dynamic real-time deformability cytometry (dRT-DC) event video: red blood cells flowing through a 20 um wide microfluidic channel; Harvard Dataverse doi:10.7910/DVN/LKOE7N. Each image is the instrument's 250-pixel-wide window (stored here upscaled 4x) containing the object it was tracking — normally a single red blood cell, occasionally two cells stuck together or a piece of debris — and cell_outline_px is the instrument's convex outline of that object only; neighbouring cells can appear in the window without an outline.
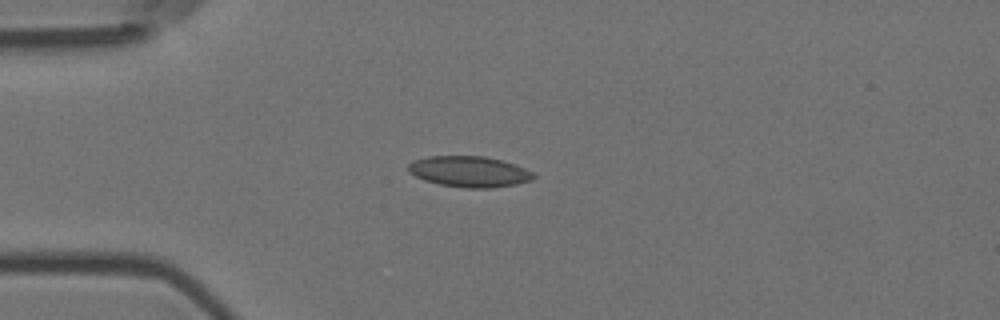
{"species": "Egyptian fruit bat (a non-hibernating species)", "species_latin": "Rousettus aegyptiacus", "temperature_condition": "room temperature", "stored_images_in_passage": 8, "camera_frame_rate_fps": 3000, "um_per_image_px": 0.085, "animal": {"sex": "female"}, "frame": {"image": 1, "passage_image": 3, "time_ms": 0.667, "image_size_px": [1000, 320], "cell_outline_px": [[536, 176], [532, 180], [516, 184], [492, 188], [464, 188], [440, 184], [424, 180], [408, 172], [408, 164], [416, 160], [428, 156], [484, 156], [500, 160], [524, 168], [532, 172]], "centroid_in_image_um": [39.88, 14.59], "position_along_channel_um": 45.1, "area_um2": 22.37}}
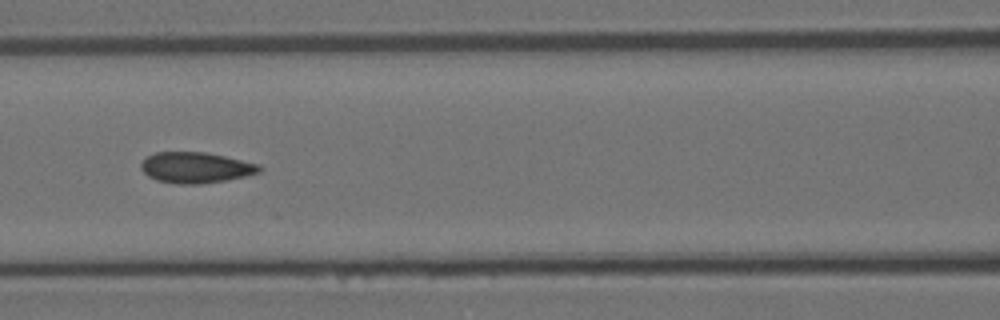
{"frame": {"image": 2, "passage_image": 6, "time_ms": 1.667, "image_size_px": [1000, 320], "cell_outline_px": [[264, 168], [260, 172], [228, 180], [200, 184], [176, 184], [156, 180], [148, 176], [140, 168], [140, 164], [148, 156], [156, 152], [204, 152], [224, 156], [260, 164]], "centroid_in_image_um": [16.65, 14.25], "position_along_channel_um": 149.9, "area_um2": 21.33}}
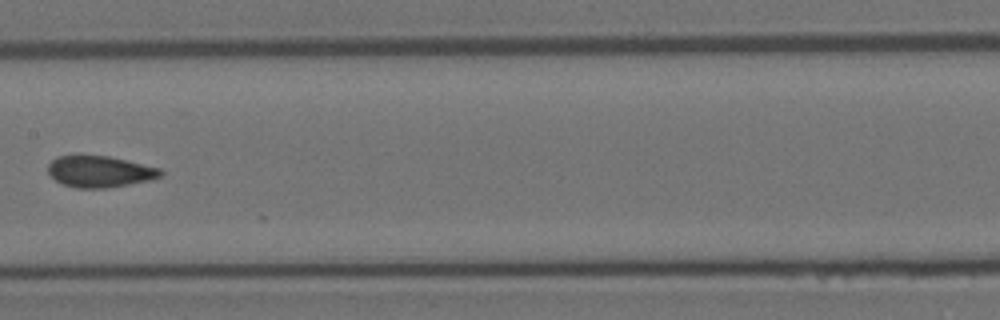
{"frame": {"image": 3, "passage_image": 7, "time_ms": 2.0, "image_size_px": [1000, 320], "cell_outline_px": [[164, 172], [160, 176], [148, 180], [108, 188], [76, 188], [64, 184], [56, 180], [48, 172], [48, 164], [56, 156], [108, 156], [160, 168]], "centroid_in_image_um": [8.47, 14.58], "position_along_channel_um": 198.9, "area_um2": 20.29}}